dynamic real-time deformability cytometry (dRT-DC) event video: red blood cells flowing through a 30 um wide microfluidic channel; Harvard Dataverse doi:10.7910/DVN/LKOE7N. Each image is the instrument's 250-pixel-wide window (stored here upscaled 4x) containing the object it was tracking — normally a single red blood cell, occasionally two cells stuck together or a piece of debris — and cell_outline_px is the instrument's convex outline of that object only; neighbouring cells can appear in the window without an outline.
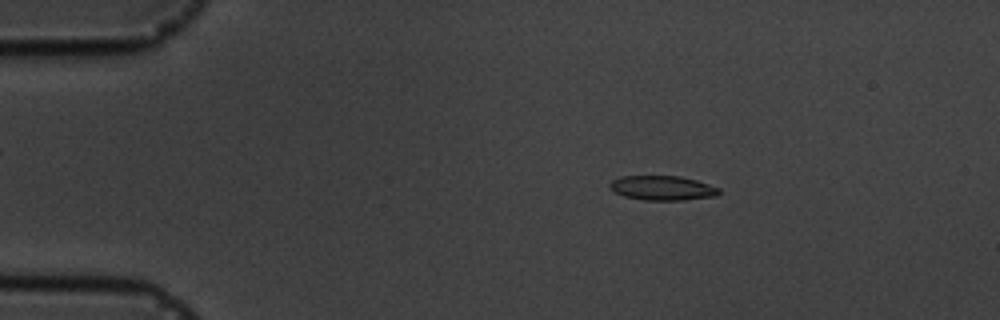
{"species": "common noctule bat (a hibernating species)", "species_latin": "Nyctalus noctula", "temperature_condition": "cold", "stored_images_in_passage": 5, "camera_frame_rate_fps": 3000, "um_per_image_px": 0.085, "animal": {"sex": "male", "body_mass_g": 19.5, "forearm_length_mm": 54.6}, "frame": {"image": 1, "passage_image": 2, "time_ms": 1.333, "image_size_px": [1000, 320], "cell_outline_px": [[720, 192], [716, 196], [684, 200], [644, 200], [624, 196], [608, 188], [608, 184], [612, 180], [620, 176], [680, 176], [696, 180], [720, 188]], "centroid_in_image_um": [56.29, 15.98], "position_along_channel_um": 28.7, "area_um2": 15.66}}
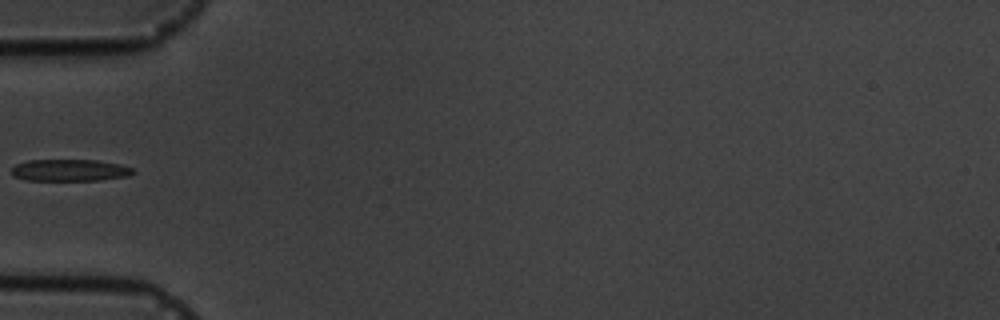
{"frame": {"image": 2, "passage_image": 4, "time_ms": 4.333, "image_size_px": [1000, 320], "cell_outline_px": [[136, 172], [128, 176], [100, 180], [24, 180], [12, 176], [12, 168], [16, 164], [28, 160], [96, 160], [120, 164], [132, 168]], "centroid_in_image_um": [5.93, 14.47], "position_along_channel_um": 79.1, "area_um2": 15.49}}
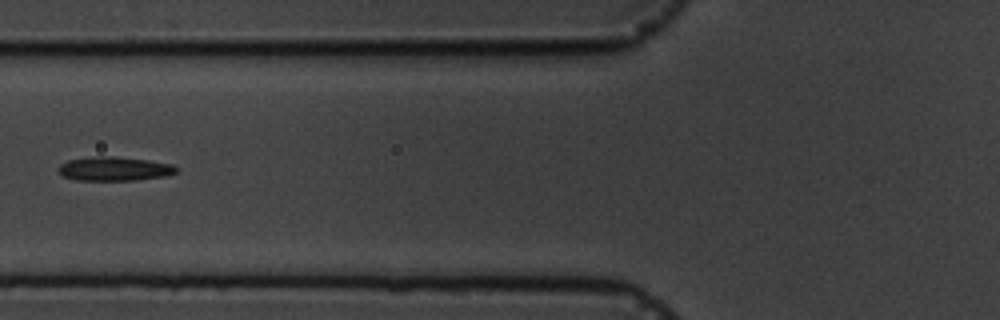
{"frame": {"image": 3, "passage_image": 5, "time_ms": 5.333, "image_size_px": [1000, 320], "cell_outline_px": [[176, 172], [164, 176], [136, 180], [76, 180], [64, 176], [60, 172], [60, 164], [68, 160], [92, 156], [116, 156], [148, 160], [172, 164], [176, 168]], "centroid_in_image_um": [9.72, 14.34], "position_along_channel_um": 116.1, "area_um2": 16.36}}